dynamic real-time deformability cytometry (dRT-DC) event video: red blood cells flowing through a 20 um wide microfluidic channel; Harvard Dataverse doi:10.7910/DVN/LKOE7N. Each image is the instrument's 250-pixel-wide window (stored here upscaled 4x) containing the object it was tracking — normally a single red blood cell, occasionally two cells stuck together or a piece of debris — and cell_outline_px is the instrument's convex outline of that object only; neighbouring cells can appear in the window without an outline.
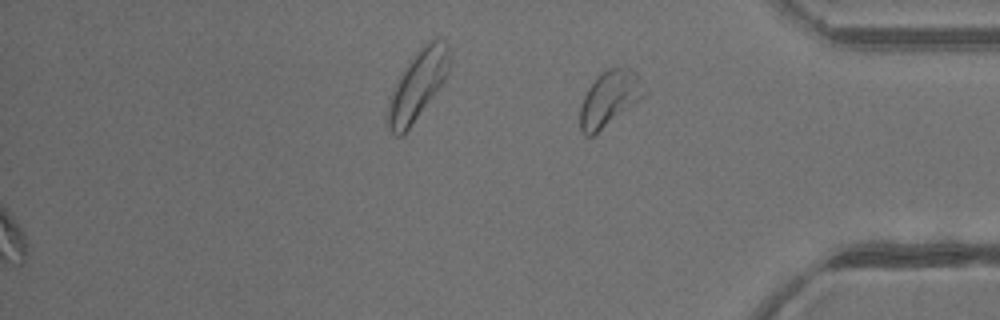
{"species": "common noctule bat (a hibernating species)", "species_latin": "Nyctalus noctula", "temperature_condition": "warm", "stored_images_in_passage": 40, "segment_of_instrument_passage": [2, 2], "camera_frame_rate_fps": 3000, "um_per_image_px": 0.085, "animal": {"sex": "male", "body_mass_g": 13.3}, "frame": {"image": 1, "passage_image": 40, "time_ms": 13.0, "image_size_px": [1000, 320], "cell_outline_px": [[644, 96], [640, 100], [592, 136], [584, 136], [580, 132], [580, 104], [588, 88], [596, 76], [600, 72], [608, 68], [632, 68], [636, 72], [644, 84]], "centroid_in_image_um": [51.78, 8.36], "position_along_channel_um": 383.4, "area_um2": 20.69}}